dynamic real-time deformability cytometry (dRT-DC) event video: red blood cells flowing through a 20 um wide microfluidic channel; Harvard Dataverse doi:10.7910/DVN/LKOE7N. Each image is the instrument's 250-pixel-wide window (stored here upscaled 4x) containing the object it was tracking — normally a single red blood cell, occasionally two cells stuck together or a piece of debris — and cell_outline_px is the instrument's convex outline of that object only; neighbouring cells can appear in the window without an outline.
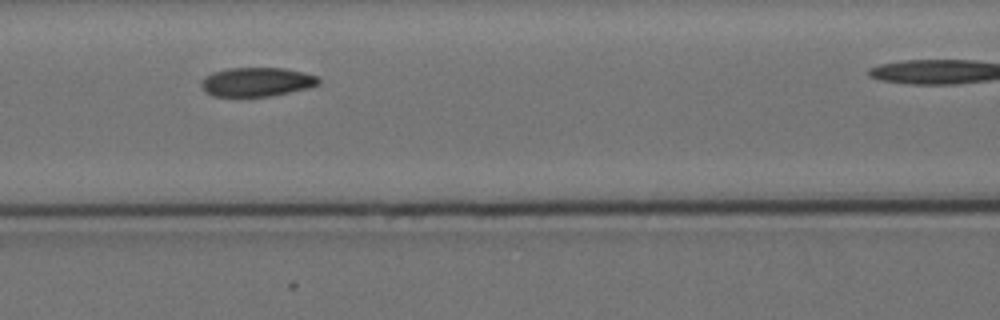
{"species": "Egyptian fruit bat (a non-hibernating species)", "species_latin": "Rousettus aegyptiacus", "temperature_condition": "cold", "stored_images_in_passage": 9, "camera_frame_rate_fps": 3000, "um_per_image_px": 0.085, "animal": {"sex": "female"}, "frame": {"image": 1, "passage_image": 4, "time_ms": 3.333, "image_size_px": [1000, 320], "cell_outline_px": [[320, 84], [308, 88], [268, 96], [212, 96], [200, 84], [204, 76], [212, 72], [228, 68], [284, 68], [304, 72], [320, 76]], "centroid_in_image_um": [21.85, 6.95], "position_along_channel_um": 144.7, "area_um2": 19.83}}
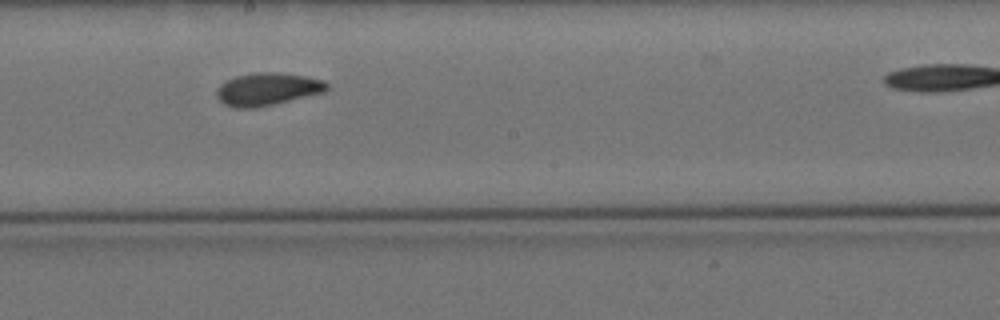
{"frame": {"image": 2, "passage_image": 6, "time_ms": 5.667, "image_size_px": [1000, 320], "cell_outline_px": [[328, 88], [324, 92], [272, 104], [252, 108], [236, 108], [224, 104], [216, 96], [216, 88], [220, 84], [236, 76], [256, 72], [280, 72], [304, 76], [324, 80], [328, 84]], "centroid_in_image_um": [22.71, 7.56], "position_along_channel_um": 225.5, "area_um2": 20.81}}
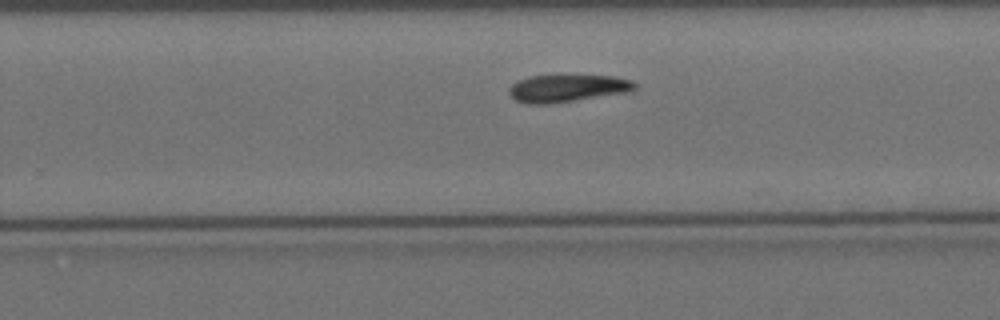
{"frame": {"image": 3, "passage_image": 8, "time_ms": 9.0, "image_size_px": [1000, 320], "cell_outline_px": [[636, 88], [632, 92], [548, 104], [528, 104], [516, 100], [508, 92], [508, 88], [516, 80], [528, 76], [560, 72], [612, 76], [632, 80], [636, 84]], "centroid_in_image_um": [48.22, 7.44], "position_along_channel_um": 281.6, "area_um2": 21.33}}